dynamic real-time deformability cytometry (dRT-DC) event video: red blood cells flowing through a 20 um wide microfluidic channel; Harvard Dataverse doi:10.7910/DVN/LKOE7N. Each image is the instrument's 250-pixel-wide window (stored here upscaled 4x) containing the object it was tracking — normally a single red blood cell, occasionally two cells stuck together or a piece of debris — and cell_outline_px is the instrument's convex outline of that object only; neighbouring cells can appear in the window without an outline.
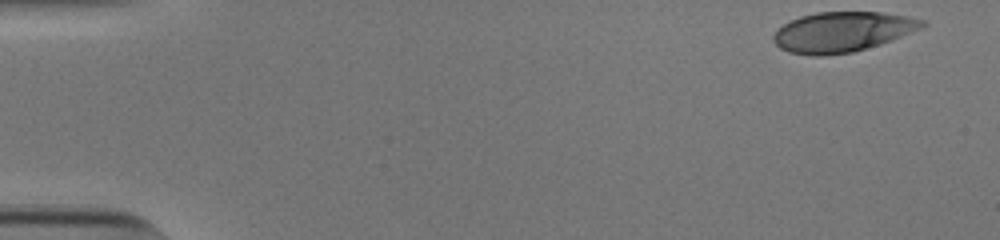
{"species": "human", "species_latin": "Homo sapiens", "temperature_condition": "cold", "stored_images_in_passage": 42, "camera_frame_rate_fps": 3000, "um_per_image_px": 0.085, "donor": {"sex": "male"}, "frame": {"image": 1, "passage_image": 1, "time_ms": 0.0, "image_size_px": [1000, 240], "cell_outline_px": [[928, 24], [924, 28], [880, 44], [852, 52], [824, 56], [812, 56], [788, 52], [780, 48], [772, 40], [772, 36], [784, 24], [800, 16], [816, 12], [884, 12], [908, 16], [924, 20]], "centroid_in_image_um": [71.63, 2.71], "position_along_channel_um": 13.4, "area_um2": 34.91}}
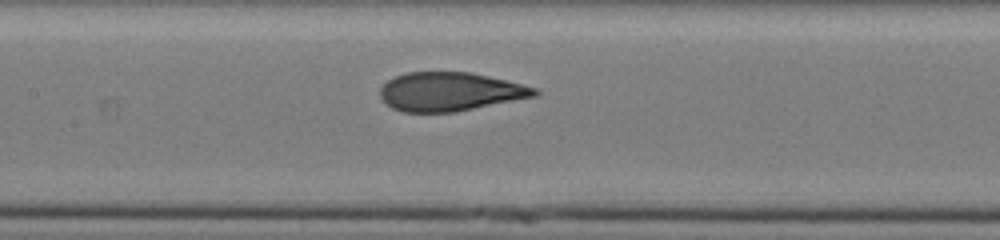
{"frame": {"image": 2, "passage_image": 24, "time_ms": 7.667, "image_size_px": [1000, 240], "cell_outline_px": [[540, 92], [536, 96], [452, 112], [404, 112], [392, 108], [380, 96], [380, 88], [388, 80], [396, 76], [408, 72], [472, 72], [536, 88]], "centroid_in_image_um": [38.23, 7.79], "position_along_channel_um": 169.2, "area_um2": 34.39}}
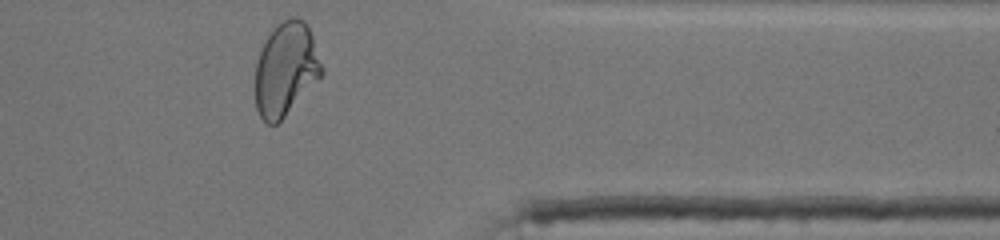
{"frame": {"image": 3, "passage_image": 42, "time_ms": 13.667, "image_size_px": [1000, 240], "cell_outline_px": [[324, 72], [284, 116], [276, 124], [268, 124], [260, 116], [256, 108], [256, 64], [260, 52], [268, 36], [276, 24], [288, 16], [296, 16], [304, 20], [308, 24], [324, 68]], "centroid_in_image_um": [24.31, 5.82], "position_along_channel_um": 387.1, "area_um2": 35.84}, "authors_computed_cell_mechanics": {"area_um2": 35.4603, "velocity_mm_per_s": 3.8376, "shape_relaxation_time_tau1_ms": 6.5434, "shape_relaxation_time_tau2_ms": 0.8461, "deformation_change_tau1": 0.2425, "deformation_change_tau2": 0.0648}}